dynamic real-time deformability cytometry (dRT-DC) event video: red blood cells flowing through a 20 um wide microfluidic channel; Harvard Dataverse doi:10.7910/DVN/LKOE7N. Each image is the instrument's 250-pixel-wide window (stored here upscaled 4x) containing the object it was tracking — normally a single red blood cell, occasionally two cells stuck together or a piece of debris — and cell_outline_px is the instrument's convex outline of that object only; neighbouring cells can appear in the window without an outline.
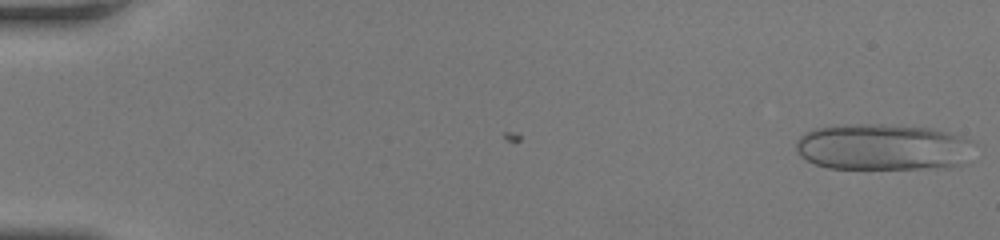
{"species": "human", "species_latin": "Homo sapiens", "temperature_condition": "room temperature", "stored_images_in_passage": 50, "camera_frame_rate_fps": 3000, "um_per_image_px": 0.085, "donor": {"sex": "female"}, "frame": {"image": 1, "passage_image": 1, "time_ms": 0.0, "image_size_px": [1000, 240], "cell_outline_px": [[968, 140], [960, 164], [948, 168], [828, 168], [816, 164], [800, 156], [796, 152], [796, 140], [804, 132], [816, 128], [844, 124], [880, 124], [932, 128], [960, 136]], "centroid_in_image_um": [74.87, 12.49], "position_along_channel_um": 10.1, "area_um2": 47.28}}
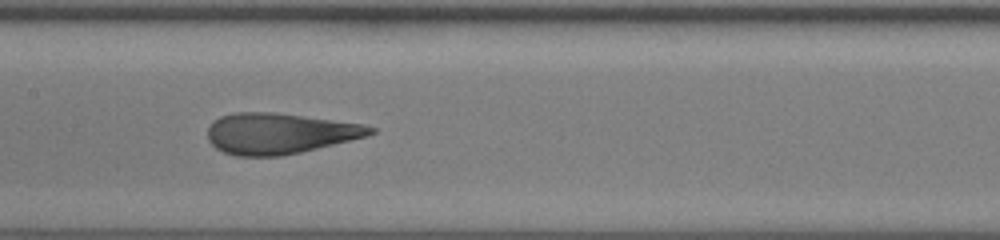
{"frame": {"image": 2, "passage_image": 26, "time_ms": 8.333, "image_size_px": [1000, 240], "cell_outline_px": [[376, 132], [368, 136], [300, 152], [280, 156], [236, 156], [224, 152], [216, 148], [208, 140], [208, 128], [212, 120], [220, 116], [236, 112], [276, 112], [364, 124], [376, 128]], "centroid_in_image_um": [23.75, 11.33], "position_along_channel_um": 183.7, "area_um2": 38.78}}
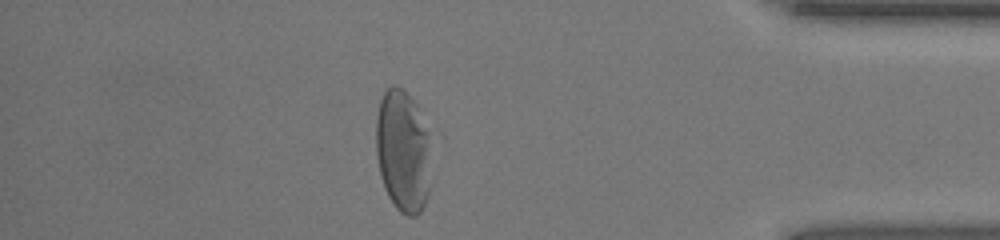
{"frame": {"image": 3, "passage_image": 44, "time_ms": 14.333, "image_size_px": [1000, 240], "cell_outline_px": [[428, 196], [420, 212], [416, 216], [408, 216], [400, 212], [396, 208], [388, 196], [384, 188], [380, 176], [376, 156], [376, 116], [380, 100], [384, 92], [392, 84], [396, 84], [404, 88], [420, 108], [428, 132]], "centroid_in_image_um": [34.21, 12.79], "position_along_channel_um": 401.0, "area_um2": 39.54}, "authors_computed_cell_mechanics": {"area_um2": 40.749, "velocity_mm_per_s": 4.158, "shape_relaxation_time_tau1_ms": 10.8811, "shape_relaxation_time_tau2_ms": null, "deformation_change_tau1": 0.3721, "deformation_change_tau2": null}}